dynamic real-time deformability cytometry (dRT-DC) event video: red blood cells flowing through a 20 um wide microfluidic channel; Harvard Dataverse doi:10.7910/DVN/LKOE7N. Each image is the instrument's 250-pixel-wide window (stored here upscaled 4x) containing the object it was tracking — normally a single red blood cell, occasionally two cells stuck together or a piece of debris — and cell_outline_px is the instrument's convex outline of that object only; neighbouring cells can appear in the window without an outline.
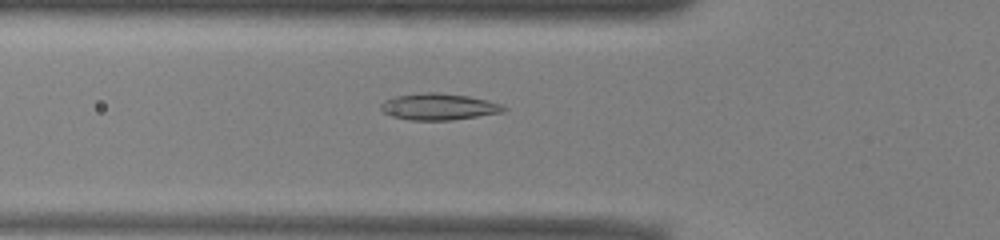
{"species": "common noctule bat (a hibernating species)", "species_latin": "Nyctalus noctula", "temperature_condition": "warm", "stored_images_in_passage": 51, "camera_frame_rate_fps": 3000, "um_per_image_px": 0.085, "animal": {"sex": "male", "body_mass_g": 13.0, "forearm_length_mm": 53.1}, "frame": {"image": 1, "passage_image": 17, "time_ms": 5.333, "image_size_px": [1000, 240], "cell_outline_px": [[508, 108], [504, 112], [452, 120], [408, 120], [392, 116], [384, 112], [380, 108], [380, 104], [384, 100], [396, 96], [424, 92], [436, 92], [468, 96], [488, 100], [500, 104]], "centroid_in_image_um": [37.29, 9.07], "position_along_channel_um": 88.5, "area_um2": 19.02}}
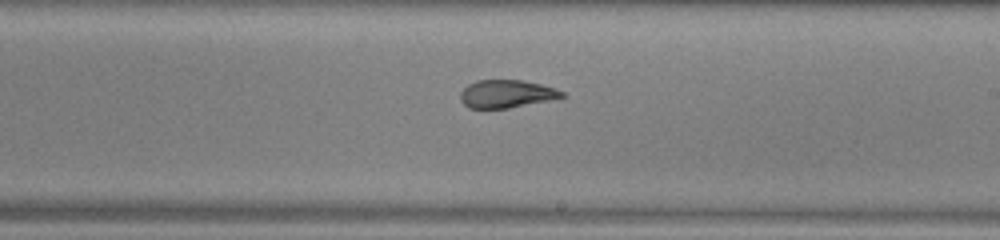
{"frame": {"image": 2, "passage_image": 29, "time_ms": 9.333, "image_size_px": [1000, 240], "cell_outline_px": [[564, 96], [548, 100], [508, 108], [468, 108], [460, 100], [460, 92], [468, 84], [476, 80], [524, 80], [556, 88], [564, 92]], "centroid_in_image_um": [43.01, 7.97], "position_along_channel_um": 246.0, "area_um2": 16.42}}
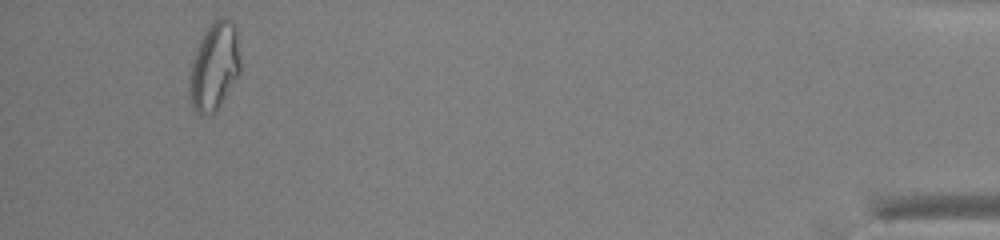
{"frame": {"image": 3, "passage_image": 48, "time_ms": 15.667, "image_size_px": [1000, 240], "cell_outline_px": [[240, 72], [216, 112], [208, 116], [200, 116], [192, 108], [188, 88], [188, 76], [192, 60], [196, 48], [208, 24], [216, 16], [224, 16], [232, 20], [236, 24], [240, 56]], "centroid_in_image_um": [18.21, 5.62], "position_along_channel_um": 417.0, "area_um2": 26.99}, "authors_computed_cell_mechanics": {"area_um2": 19.8254, "velocity_mm_per_s": 3.93, "shape_relaxation_time_tau1_ms": 6.9807, "shape_relaxation_time_tau2_ms": 1.7006, "deformation_change_tau1": 0.2091, "deformation_change_tau2": 0.0715}}